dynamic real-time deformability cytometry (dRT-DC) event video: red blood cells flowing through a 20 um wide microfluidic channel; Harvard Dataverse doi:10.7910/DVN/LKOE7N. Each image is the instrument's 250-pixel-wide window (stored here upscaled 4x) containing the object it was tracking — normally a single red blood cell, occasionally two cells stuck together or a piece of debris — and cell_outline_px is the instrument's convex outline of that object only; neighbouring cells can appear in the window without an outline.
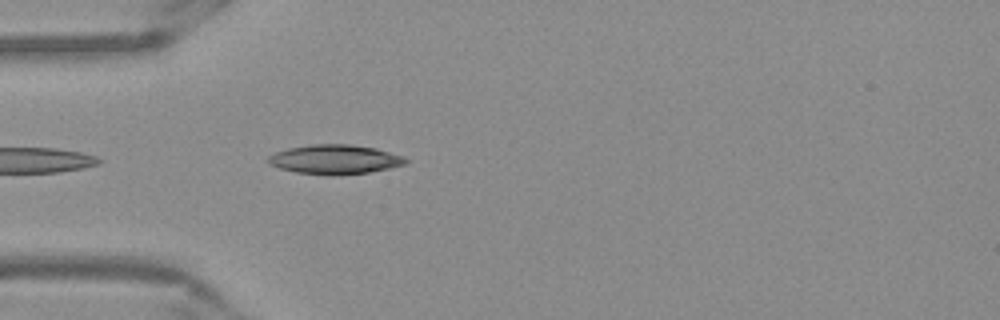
{"species": "Egyptian fruit bat (a non-hibernating species)", "species_latin": "Rousettus aegyptiacus", "temperature_condition": "warm", "stored_images_in_passage": 15, "camera_frame_rate_fps": 3000, "um_per_image_px": 0.085, "frame": {"image": 1, "passage_image": 2, "time_ms": 0.333, "image_size_px": [1000, 320], "cell_outline_px": [[408, 160], [404, 164], [388, 168], [368, 172], [332, 176], [296, 172], [280, 168], [268, 164], [268, 156], [276, 152], [288, 148], [312, 144], [348, 144], [376, 148], [404, 156]], "centroid_in_image_um": [28.45, 13.55], "position_along_channel_um": 56.6, "area_um2": 23.47}}
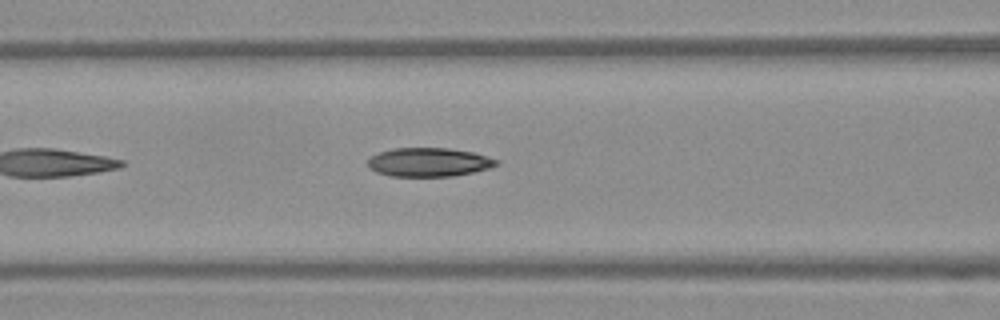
{"frame": {"image": 2, "passage_image": 8, "time_ms": 2.333, "image_size_px": [1000, 320], "cell_outline_px": [[500, 164], [488, 168], [472, 172], [452, 176], [392, 176], [376, 172], [368, 164], [368, 160], [372, 156], [380, 152], [392, 148], [448, 148], [472, 152], [500, 160]], "centroid_in_image_um": [36.48, 13.78], "position_along_channel_um": 130.1, "area_um2": 21.39}}
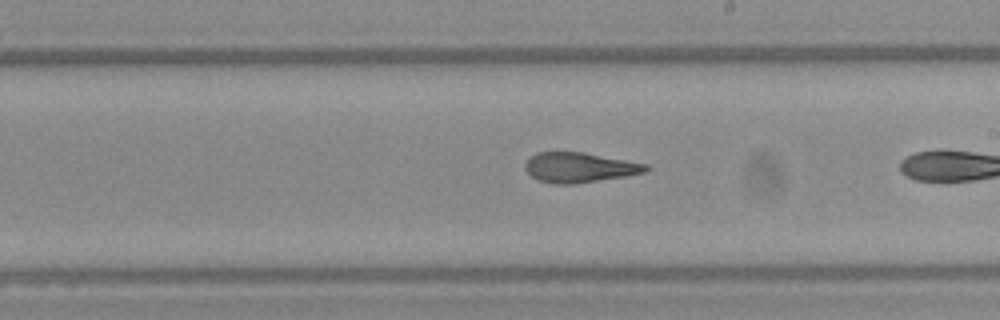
{"frame": {"image": 3, "passage_image": 14, "time_ms": 4.333, "image_size_px": [1000, 320], "cell_outline_px": [[652, 168], [644, 172], [624, 176], [572, 184], [552, 184], [540, 180], [532, 176], [524, 168], [524, 164], [536, 152], [584, 152], [648, 164]], "centroid_in_image_um": [49.26, 14.22], "position_along_channel_um": 239.7, "area_um2": 20.92}}